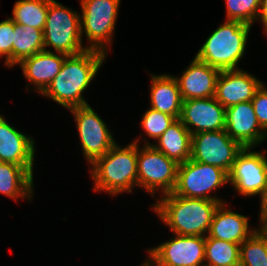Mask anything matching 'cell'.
Returning <instances> with one entry per match:
<instances>
[{
	"label": "cell",
	"instance_id": "6da1fadb",
	"mask_svg": "<svg viewBox=\"0 0 267 266\" xmlns=\"http://www.w3.org/2000/svg\"><path fill=\"white\" fill-rule=\"evenodd\" d=\"M105 54L86 49L79 54L67 55L60 72L42 94L68 109L88 105L81 93L98 72Z\"/></svg>",
	"mask_w": 267,
	"mask_h": 266
},
{
	"label": "cell",
	"instance_id": "7a4b0ae2",
	"mask_svg": "<svg viewBox=\"0 0 267 266\" xmlns=\"http://www.w3.org/2000/svg\"><path fill=\"white\" fill-rule=\"evenodd\" d=\"M154 209L175 235L203 236L209 232L216 209L222 202L165 194Z\"/></svg>",
	"mask_w": 267,
	"mask_h": 266
},
{
	"label": "cell",
	"instance_id": "3957f363",
	"mask_svg": "<svg viewBox=\"0 0 267 266\" xmlns=\"http://www.w3.org/2000/svg\"><path fill=\"white\" fill-rule=\"evenodd\" d=\"M136 142L126 148L114 144L103 156L93 163L92 178L95 180V190H106L110 194L122 191L131 192V187L137 185Z\"/></svg>",
	"mask_w": 267,
	"mask_h": 266
},
{
	"label": "cell",
	"instance_id": "277c9868",
	"mask_svg": "<svg viewBox=\"0 0 267 266\" xmlns=\"http://www.w3.org/2000/svg\"><path fill=\"white\" fill-rule=\"evenodd\" d=\"M251 25L227 20L206 40L196 58L209 66L223 70H236L243 57Z\"/></svg>",
	"mask_w": 267,
	"mask_h": 266
},
{
	"label": "cell",
	"instance_id": "5b68a950",
	"mask_svg": "<svg viewBox=\"0 0 267 266\" xmlns=\"http://www.w3.org/2000/svg\"><path fill=\"white\" fill-rule=\"evenodd\" d=\"M80 22L78 14L51 0L43 30L44 50L53 46L62 56L79 54L88 49L81 45L83 26Z\"/></svg>",
	"mask_w": 267,
	"mask_h": 266
},
{
	"label": "cell",
	"instance_id": "8992f818",
	"mask_svg": "<svg viewBox=\"0 0 267 266\" xmlns=\"http://www.w3.org/2000/svg\"><path fill=\"white\" fill-rule=\"evenodd\" d=\"M229 174L216 166L196 162L192 159L179 164L177 171V181L173 194L187 198H202L216 200L206 193L227 183Z\"/></svg>",
	"mask_w": 267,
	"mask_h": 266
},
{
	"label": "cell",
	"instance_id": "52a82bcc",
	"mask_svg": "<svg viewBox=\"0 0 267 266\" xmlns=\"http://www.w3.org/2000/svg\"><path fill=\"white\" fill-rule=\"evenodd\" d=\"M242 149L226 129L192 134L191 159L219 167L228 174Z\"/></svg>",
	"mask_w": 267,
	"mask_h": 266
},
{
	"label": "cell",
	"instance_id": "ba28073f",
	"mask_svg": "<svg viewBox=\"0 0 267 266\" xmlns=\"http://www.w3.org/2000/svg\"><path fill=\"white\" fill-rule=\"evenodd\" d=\"M178 166L175 160L147 142L137 156V185L152 194L158 187L163 189V195L172 193L177 181Z\"/></svg>",
	"mask_w": 267,
	"mask_h": 266
},
{
	"label": "cell",
	"instance_id": "9c48e42d",
	"mask_svg": "<svg viewBox=\"0 0 267 266\" xmlns=\"http://www.w3.org/2000/svg\"><path fill=\"white\" fill-rule=\"evenodd\" d=\"M120 0H81L82 21L89 41L94 42L88 49L106 52L103 42L109 43L115 29ZM102 43V44H101Z\"/></svg>",
	"mask_w": 267,
	"mask_h": 266
},
{
	"label": "cell",
	"instance_id": "30bf717a",
	"mask_svg": "<svg viewBox=\"0 0 267 266\" xmlns=\"http://www.w3.org/2000/svg\"><path fill=\"white\" fill-rule=\"evenodd\" d=\"M148 251L157 265L146 262L145 266H200L205 259V237L176 234L175 239Z\"/></svg>",
	"mask_w": 267,
	"mask_h": 266
},
{
	"label": "cell",
	"instance_id": "8fae6325",
	"mask_svg": "<svg viewBox=\"0 0 267 266\" xmlns=\"http://www.w3.org/2000/svg\"><path fill=\"white\" fill-rule=\"evenodd\" d=\"M75 116L86 159L92 164L103 156L114 144V139L106 124L90 105L69 109Z\"/></svg>",
	"mask_w": 267,
	"mask_h": 266
},
{
	"label": "cell",
	"instance_id": "7c38bea8",
	"mask_svg": "<svg viewBox=\"0 0 267 266\" xmlns=\"http://www.w3.org/2000/svg\"><path fill=\"white\" fill-rule=\"evenodd\" d=\"M243 148L229 172V181L243 195L261 194L267 181V160L258 152Z\"/></svg>",
	"mask_w": 267,
	"mask_h": 266
},
{
	"label": "cell",
	"instance_id": "4fadbf2b",
	"mask_svg": "<svg viewBox=\"0 0 267 266\" xmlns=\"http://www.w3.org/2000/svg\"><path fill=\"white\" fill-rule=\"evenodd\" d=\"M192 134L225 129L226 108L215 97L194 98L182 102L179 118ZM189 125L196 127L191 130Z\"/></svg>",
	"mask_w": 267,
	"mask_h": 266
},
{
	"label": "cell",
	"instance_id": "5bb4252c",
	"mask_svg": "<svg viewBox=\"0 0 267 266\" xmlns=\"http://www.w3.org/2000/svg\"><path fill=\"white\" fill-rule=\"evenodd\" d=\"M227 134L243 148H251L262 141L266 134L259 125L251 101L242 102L226 108ZM261 131V132H260Z\"/></svg>",
	"mask_w": 267,
	"mask_h": 266
},
{
	"label": "cell",
	"instance_id": "9a60e30c",
	"mask_svg": "<svg viewBox=\"0 0 267 266\" xmlns=\"http://www.w3.org/2000/svg\"><path fill=\"white\" fill-rule=\"evenodd\" d=\"M261 82L241 70L220 71L216 81V100L225 108L252 101Z\"/></svg>",
	"mask_w": 267,
	"mask_h": 266
},
{
	"label": "cell",
	"instance_id": "2e32d148",
	"mask_svg": "<svg viewBox=\"0 0 267 266\" xmlns=\"http://www.w3.org/2000/svg\"><path fill=\"white\" fill-rule=\"evenodd\" d=\"M219 73V69L195 57L181 78H176L182 100L215 97Z\"/></svg>",
	"mask_w": 267,
	"mask_h": 266
},
{
	"label": "cell",
	"instance_id": "e0dca14e",
	"mask_svg": "<svg viewBox=\"0 0 267 266\" xmlns=\"http://www.w3.org/2000/svg\"><path fill=\"white\" fill-rule=\"evenodd\" d=\"M33 139L15 130L0 115V162L23 166L32 176Z\"/></svg>",
	"mask_w": 267,
	"mask_h": 266
},
{
	"label": "cell",
	"instance_id": "ac0fdd59",
	"mask_svg": "<svg viewBox=\"0 0 267 266\" xmlns=\"http://www.w3.org/2000/svg\"><path fill=\"white\" fill-rule=\"evenodd\" d=\"M66 56L63 54L61 58L51 51L43 50L23 59L19 64L25 77L34 82L38 86L37 89L43 93L60 72Z\"/></svg>",
	"mask_w": 267,
	"mask_h": 266
},
{
	"label": "cell",
	"instance_id": "d6986e66",
	"mask_svg": "<svg viewBox=\"0 0 267 266\" xmlns=\"http://www.w3.org/2000/svg\"><path fill=\"white\" fill-rule=\"evenodd\" d=\"M221 203L215 211L210 225L208 237L231 243L241 244L256 230L249 233L248 217L232 211L224 210Z\"/></svg>",
	"mask_w": 267,
	"mask_h": 266
},
{
	"label": "cell",
	"instance_id": "ffe728a7",
	"mask_svg": "<svg viewBox=\"0 0 267 266\" xmlns=\"http://www.w3.org/2000/svg\"><path fill=\"white\" fill-rule=\"evenodd\" d=\"M151 80V108L179 119L183 100L176 78L152 75Z\"/></svg>",
	"mask_w": 267,
	"mask_h": 266
},
{
	"label": "cell",
	"instance_id": "44dd1931",
	"mask_svg": "<svg viewBox=\"0 0 267 266\" xmlns=\"http://www.w3.org/2000/svg\"><path fill=\"white\" fill-rule=\"evenodd\" d=\"M191 138V133L182 121L176 119L158 138V146L153 147L181 164L191 159Z\"/></svg>",
	"mask_w": 267,
	"mask_h": 266
},
{
	"label": "cell",
	"instance_id": "7402d4cb",
	"mask_svg": "<svg viewBox=\"0 0 267 266\" xmlns=\"http://www.w3.org/2000/svg\"><path fill=\"white\" fill-rule=\"evenodd\" d=\"M32 183L33 176L23 166L0 162V193L12 198L30 197Z\"/></svg>",
	"mask_w": 267,
	"mask_h": 266
},
{
	"label": "cell",
	"instance_id": "603a6c76",
	"mask_svg": "<svg viewBox=\"0 0 267 266\" xmlns=\"http://www.w3.org/2000/svg\"><path fill=\"white\" fill-rule=\"evenodd\" d=\"M43 50V30L30 26H21L14 22L12 66Z\"/></svg>",
	"mask_w": 267,
	"mask_h": 266
},
{
	"label": "cell",
	"instance_id": "cb8c5ba5",
	"mask_svg": "<svg viewBox=\"0 0 267 266\" xmlns=\"http://www.w3.org/2000/svg\"><path fill=\"white\" fill-rule=\"evenodd\" d=\"M51 0H19L13 9L16 24L44 30Z\"/></svg>",
	"mask_w": 267,
	"mask_h": 266
},
{
	"label": "cell",
	"instance_id": "d4e9b609",
	"mask_svg": "<svg viewBox=\"0 0 267 266\" xmlns=\"http://www.w3.org/2000/svg\"><path fill=\"white\" fill-rule=\"evenodd\" d=\"M204 266H238L240 265V245L216 238L205 237Z\"/></svg>",
	"mask_w": 267,
	"mask_h": 266
},
{
	"label": "cell",
	"instance_id": "484cf974",
	"mask_svg": "<svg viewBox=\"0 0 267 266\" xmlns=\"http://www.w3.org/2000/svg\"><path fill=\"white\" fill-rule=\"evenodd\" d=\"M241 266H267V240L255 231L240 244Z\"/></svg>",
	"mask_w": 267,
	"mask_h": 266
},
{
	"label": "cell",
	"instance_id": "4316f807",
	"mask_svg": "<svg viewBox=\"0 0 267 266\" xmlns=\"http://www.w3.org/2000/svg\"><path fill=\"white\" fill-rule=\"evenodd\" d=\"M227 20L252 25L259 14L261 0H226Z\"/></svg>",
	"mask_w": 267,
	"mask_h": 266
},
{
	"label": "cell",
	"instance_id": "83f0119b",
	"mask_svg": "<svg viewBox=\"0 0 267 266\" xmlns=\"http://www.w3.org/2000/svg\"><path fill=\"white\" fill-rule=\"evenodd\" d=\"M175 120L173 116L150 108L144 114L141 125L149 137L158 139Z\"/></svg>",
	"mask_w": 267,
	"mask_h": 266
},
{
	"label": "cell",
	"instance_id": "f1b7e54d",
	"mask_svg": "<svg viewBox=\"0 0 267 266\" xmlns=\"http://www.w3.org/2000/svg\"><path fill=\"white\" fill-rule=\"evenodd\" d=\"M14 38V21L9 18L0 22V57L6 55L7 66H12V45Z\"/></svg>",
	"mask_w": 267,
	"mask_h": 266
},
{
	"label": "cell",
	"instance_id": "f546056e",
	"mask_svg": "<svg viewBox=\"0 0 267 266\" xmlns=\"http://www.w3.org/2000/svg\"><path fill=\"white\" fill-rule=\"evenodd\" d=\"M267 88L263 87V84L256 91L255 96L252 99V105L255 111L257 121L261 128L265 131L267 129Z\"/></svg>",
	"mask_w": 267,
	"mask_h": 266
},
{
	"label": "cell",
	"instance_id": "4dcf8cb0",
	"mask_svg": "<svg viewBox=\"0 0 267 266\" xmlns=\"http://www.w3.org/2000/svg\"><path fill=\"white\" fill-rule=\"evenodd\" d=\"M258 17L262 19V24H264L267 33V0H261Z\"/></svg>",
	"mask_w": 267,
	"mask_h": 266
},
{
	"label": "cell",
	"instance_id": "1f68e13d",
	"mask_svg": "<svg viewBox=\"0 0 267 266\" xmlns=\"http://www.w3.org/2000/svg\"><path fill=\"white\" fill-rule=\"evenodd\" d=\"M261 222L264 223L261 231H258L267 240V209L261 210Z\"/></svg>",
	"mask_w": 267,
	"mask_h": 266
},
{
	"label": "cell",
	"instance_id": "d6a6232c",
	"mask_svg": "<svg viewBox=\"0 0 267 266\" xmlns=\"http://www.w3.org/2000/svg\"><path fill=\"white\" fill-rule=\"evenodd\" d=\"M261 200H262V202H261V210H263V209H267V181H266V183H265V185H264V189H263V191L261 192Z\"/></svg>",
	"mask_w": 267,
	"mask_h": 266
}]
</instances>
